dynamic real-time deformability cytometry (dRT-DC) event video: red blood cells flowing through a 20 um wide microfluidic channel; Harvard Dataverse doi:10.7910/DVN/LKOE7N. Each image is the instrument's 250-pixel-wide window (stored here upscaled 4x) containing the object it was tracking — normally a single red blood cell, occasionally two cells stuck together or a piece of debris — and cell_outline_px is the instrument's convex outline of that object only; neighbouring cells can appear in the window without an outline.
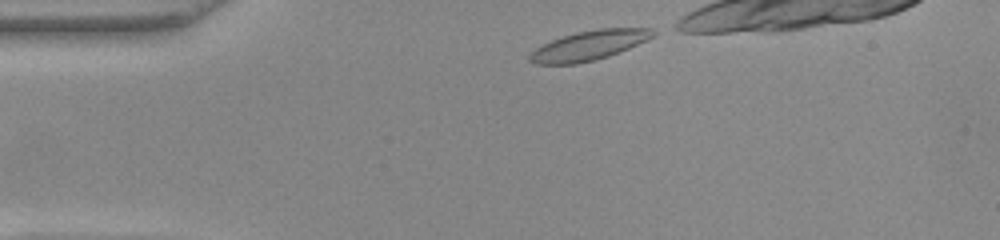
{"species": "common noctule bat (a hibernating species)", "species_latin": "Nyctalus noctula", "temperature_condition": "warm", "stored_images_in_passage": 22, "camera_frame_rate_fps": 3000, "um_per_image_px": 0.085, "animal": {"sex": "female", "body_mass_g": 22.0, "forearm_length_mm": 56.7}, "frame": {"image": 1, "passage_image": 1, "time_ms": 0.0, "image_size_px": [1000, 240], "cell_outline_px": [[656, 36], [628, 48], [608, 56], [596, 60], [576, 64], [536, 64], [528, 60], [528, 56], [536, 48], [552, 40], [576, 32], [596, 28], [652, 28], [656, 32]], "centroid_in_image_um": [50.08, 3.85], "position_along_channel_um": 34.9, "area_um2": 21.21}}
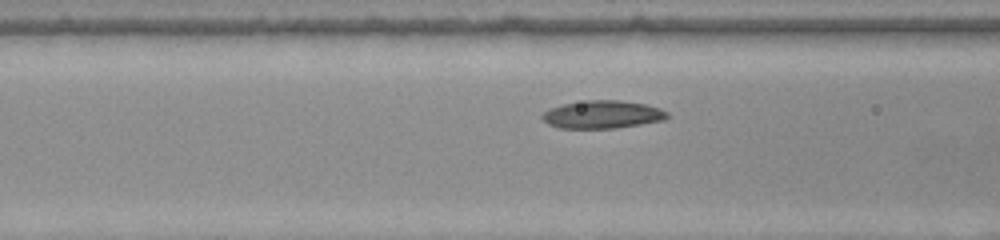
{"frame": {"image": 2, "passage_image": 10, "time_ms": 3.0, "image_size_px": [1000, 240], "cell_outline_px": [[668, 116], [664, 120], [616, 128], [560, 128], [548, 124], [540, 116], [548, 108], [564, 104], [588, 100], [620, 100], [644, 104], [660, 108], [668, 112]], "centroid_in_image_um": [51.19, 9.73], "position_along_channel_um": 115.4, "area_um2": 20.23}}
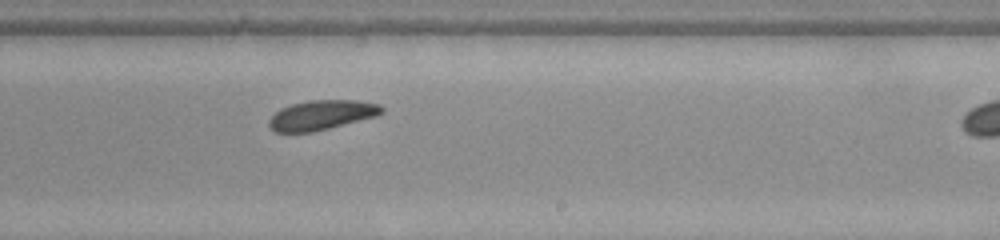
{"frame": {"image": 3, "passage_image": 21, "time_ms": 6.667, "image_size_px": [1000, 240], "cell_outline_px": [[384, 112], [376, 116], [312, 132], [276, 132], [268, 124], [268, 120], [280, 108], [292, 104], [308, 100], [356, 100], [380, 104], [384, 108]], "centroid_in_image_um": [27.34, 9.76], "position_along_channel_um": 261.7, "area_um2": 19.36}}